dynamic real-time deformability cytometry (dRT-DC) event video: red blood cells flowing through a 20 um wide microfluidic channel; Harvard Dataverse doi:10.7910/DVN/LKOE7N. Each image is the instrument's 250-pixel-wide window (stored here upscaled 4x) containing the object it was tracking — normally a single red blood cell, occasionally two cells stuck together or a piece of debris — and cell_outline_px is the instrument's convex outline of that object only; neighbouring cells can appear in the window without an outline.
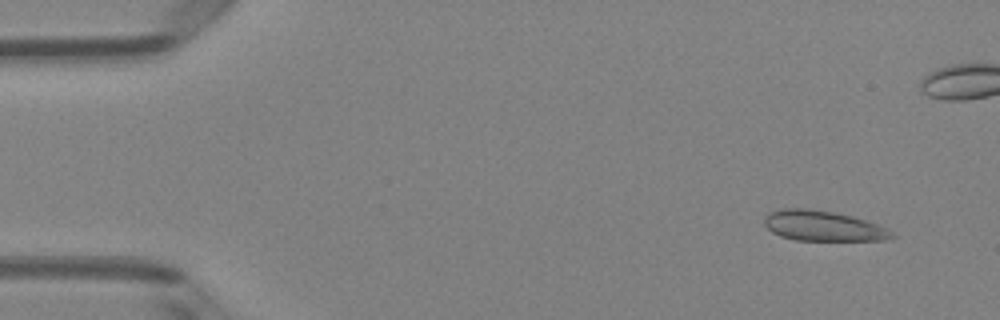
{"species": "Egyptian fruit bat (a non-hibernating species)", "species_latin": "Rousettus aegyptiacus", "temperature_condition": "room temperature", "stored_images_in_passage": 5, "camera_frame_rate_fps": 3000, "um_per_image_px": 0.085, "animal": {"sex": "female"}, "frame": {"image": 1, "passage_image": 1, "time_ms": 0.0, "image_size_px": [1000, 320], "cell_outline_px": [[896, 236], [884, 240], [796, 240], [780, 236], [772, 232], [764, 224], [764, 220], [768, 212], [780, 208], [808, 208], [832, 212], [852, 216], [888, 228]], "centroid_in_image_um": [69.93, 19.2], "position_along_channel_um": 15.1, "area_um2": 22.43}}